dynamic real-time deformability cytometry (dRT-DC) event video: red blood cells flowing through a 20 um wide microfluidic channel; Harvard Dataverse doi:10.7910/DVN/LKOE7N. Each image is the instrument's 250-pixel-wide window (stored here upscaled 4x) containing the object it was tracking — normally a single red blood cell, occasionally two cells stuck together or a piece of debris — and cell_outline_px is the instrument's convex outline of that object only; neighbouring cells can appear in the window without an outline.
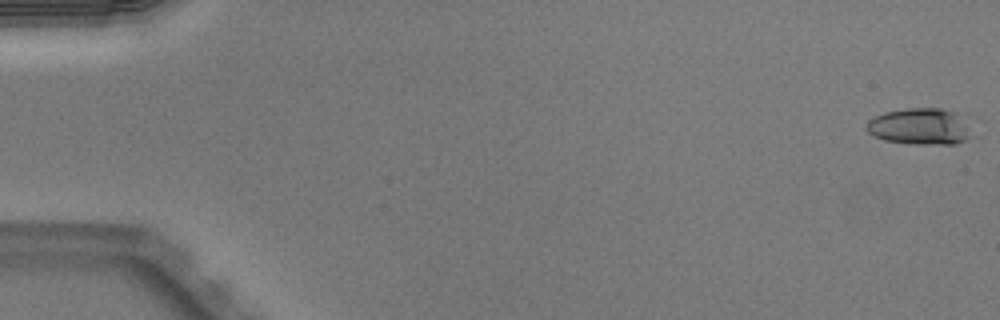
{"species": "Egyptian fruit bat (a non-hibernating species)", "species_latin": "Rousettus aegyptiacus", "temperature_condition": "warm", "stored_images_in_passage": 51, "camera_frame_rate_fps": 3000, "um_per_image_px": 0.085, "animal": {"sex": "male"}, "frame": {"image": 1, "passage_image": 1, "time_ms": 0.0, "image_size_px": [1000, 320], "cell_outline_px": [[976, 120], [972, 136], [956, 144], [912, 144], [884, 140], [868, 132], [864, 128], [868, 120], [884, 112], [904, 108], [940, 108], [968, 112], [976, 116]], "centroid_in_image_um": [78.45, 10.71], "position_along_channel_um": 6.6, "area_um2": 24.04}}
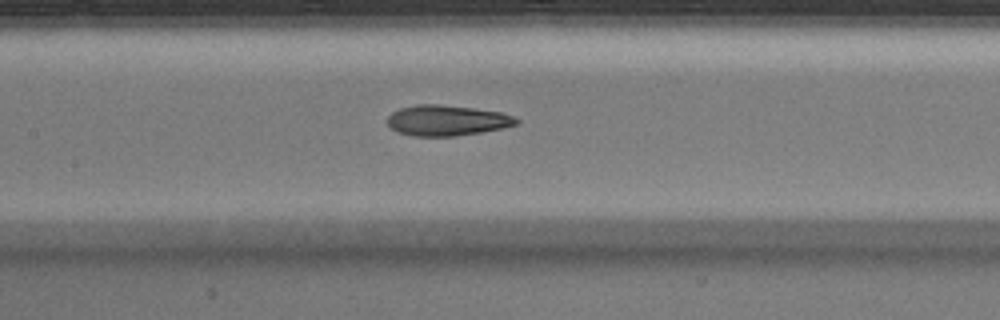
{"frame": {"image": 2, "passage_image": 25, "time_ms": 8.0, "image_size_px": [1000, 320], "cell_outline_px": [[520, 120], [516, 124], [500, 128], [480, 132], [456, 136], [412, 136], [396, 132], [388, 124], [388, 116], [392, 112], [400, 108], [416, 104], [436, 104], [472, 108], [500, 112], [512, 116]], "centroid_in_image_um": [37.93, 10.24], "position_along_channel_um": 169.5, "area_um2": 22.77}}
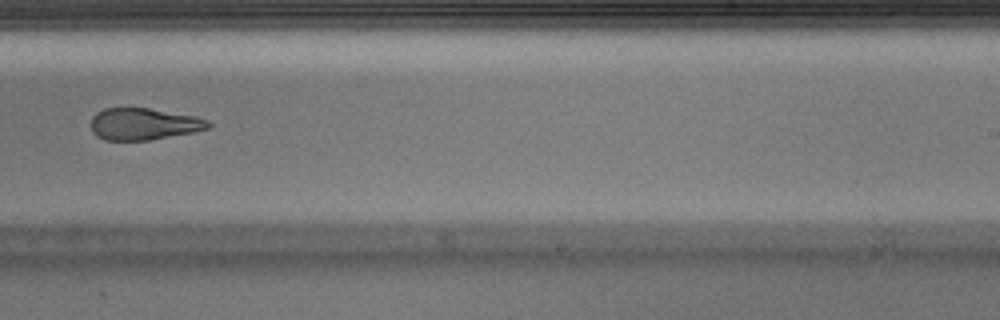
{"frame": {"image": 3, "passage_image": 33, "time_ms": 10.667, "image_size_px": [1000, 320], "cell_outline_px": [[212, 128], [192, 132], [148, 140], [104, 140], [96, 136], [92, 132], [92, 116], [96, 112], [104, 108], [148, 108], [196, 116], [208, 120], [212, 124]], "centroid_in_image_um": [12.22, 10.54], "position_along_channel_um": 276.8, "area_um2": 21.79}, "authors_computed_cell_mechanics": {"area_um2": 23.2356, "velocity_mm_per_s": 4.0359, "shape_relaxation_time_tau1_ms": 7.2141, "shape_relaxation_time_tau2_ms": 2.7544, "deformation_change_tau1": 0.2028, "deformation_change_tau2": 0.1261}}